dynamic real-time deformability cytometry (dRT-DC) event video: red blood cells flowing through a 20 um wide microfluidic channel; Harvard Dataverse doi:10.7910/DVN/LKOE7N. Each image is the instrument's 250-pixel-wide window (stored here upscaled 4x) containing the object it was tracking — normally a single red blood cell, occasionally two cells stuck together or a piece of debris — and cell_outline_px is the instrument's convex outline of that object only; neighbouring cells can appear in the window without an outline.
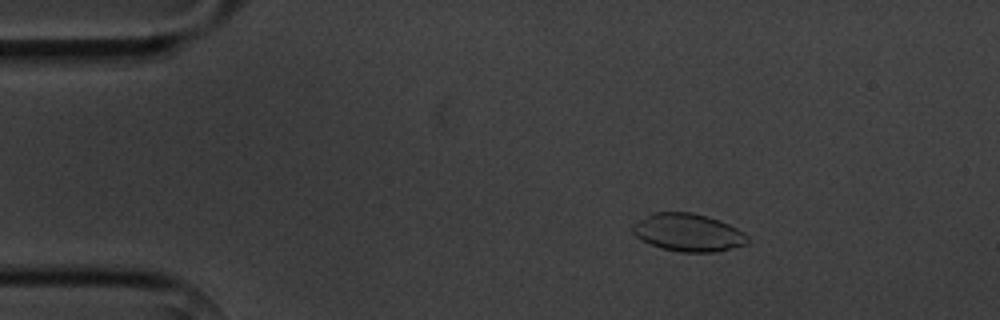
{"species": "common noctule bat (a hibernating species)", "species_latin": "Nyctalus noctula", "temperature_condition": "cold", "stored_images_in_passage": 4, "camera_frame_rate_fps": 3000, "um_per_image_px": 0.085, "animal": {"sex": "male", "body_mass_g": 20.1, "forearm_length_mm": 53.5}, "frame": {"image": 1, "passage_image": 2, "time_ms": 2.0, "image_size_px": [1000, 320], "cell_outline_px": [[752, 240], [748, 244], [716, 252], [680, 252], [664, 248], [652, 244], [636, 236], [632, 232], [632, 224], [652, 212], [692, 212], [708, 216], [728, 224], [744, 232]], "centroid_in_image_um": [58.53, 19.76], "position_along_channel_um": 26.5, "area_um2": 25.32}}